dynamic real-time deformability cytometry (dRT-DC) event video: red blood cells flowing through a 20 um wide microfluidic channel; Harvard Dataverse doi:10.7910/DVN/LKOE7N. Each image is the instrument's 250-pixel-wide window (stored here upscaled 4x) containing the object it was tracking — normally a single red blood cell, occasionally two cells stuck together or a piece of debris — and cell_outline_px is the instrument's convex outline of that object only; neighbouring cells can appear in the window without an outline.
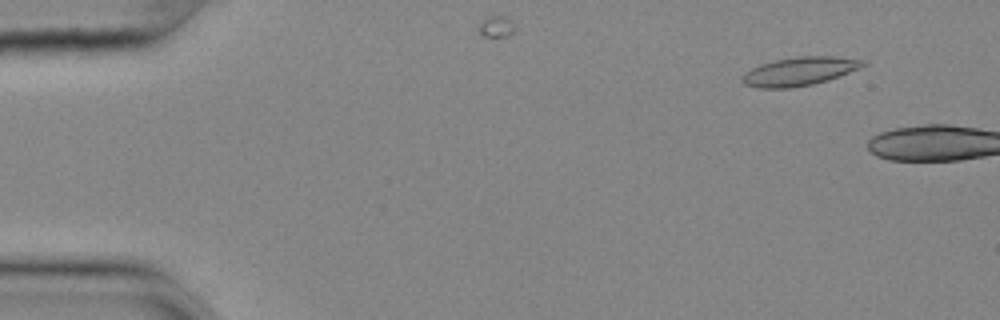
{"species": "common noctule bat (a hibernating species)", "species_latin": "Nyctalus noctula", "temperature_condition": "cold", "stored_images_in_passage": 8, "camera_frame_rate_fps": 3000, "um_per_image_px": 0.085, "animal": {"sex": "female", "body_mass_g": 25.1}, "frame": {"image": 1, "passage_image": 5, "time_ms": 1.333, "image_size_px": [1000, 320], "cell_outline_px": [[868, 64], [860, 68], [828, 80], [812, 84], [788, 88], [756, 88], [744, 84], [740, 80], [740, 76], [752, 68], [760, 64], [776, 60], [796, 56], [836, 56], [868, 60]], "centroid_in_image_um": [67.97, 6.05], "position_along_channel_um": 17.0, "area_um2": 20.29}}